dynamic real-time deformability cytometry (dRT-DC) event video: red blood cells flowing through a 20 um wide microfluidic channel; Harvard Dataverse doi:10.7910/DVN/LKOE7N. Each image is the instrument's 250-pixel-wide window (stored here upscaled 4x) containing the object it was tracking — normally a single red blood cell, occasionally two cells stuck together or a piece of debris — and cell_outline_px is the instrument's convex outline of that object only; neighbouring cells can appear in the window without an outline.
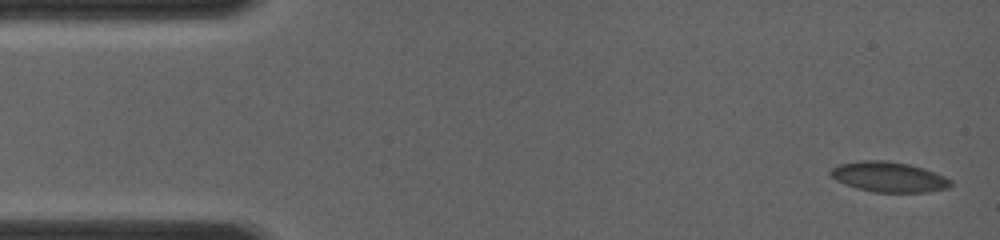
{"species": "common noctule bat (a hibernating species)", "species_latin": "Nyctalus noctula", "temperature_condition": "room temperature", "stored_images_in_passage": 16, "camera_frame_rate_fps": 4000, "um_per_image_px": 0.085, "animal": {"sex": "female", "body_mass_g": 19.0, "forearm_length_mm": 56.7}, "frame": {"image": 1, "passage_image": 1, "time_ms": 0.0, "image_size_px": [1000, 240], "cell_outline_px": [[952, 184], [948, 188], [928, 192], [876, 192], [856, 188], [844, 184], [836, 180], [828, 172], [832, 168], [840, 164], [860, 160], [888, 160], [908, 164], [924, 168], [944, 176], [952, 180]], "centroid_in_image_um": [75.55, 15.03], "position_along_channel_um": 9.5, "area_um2": 21.21}}
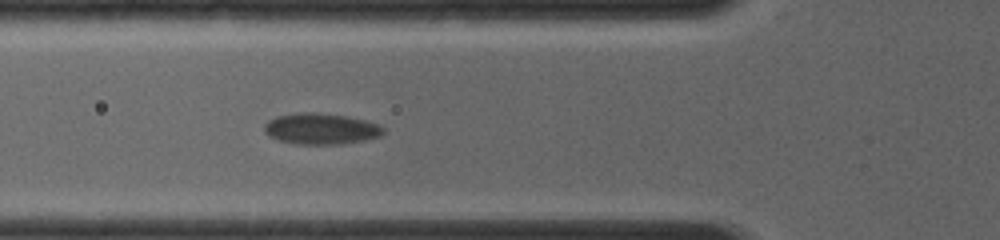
{"frame": {"image": 2, "passage_image": 14, "time_ms": 4.75, "image_size_px": [1000, 240], "cell_outline_px": [[384, 132], [380, 136], [364, 140], [340, 144], [296, 144], [280, 140], [268, 136], [264, 132], [264, 124], [268, 120], [276, 116], [296, 112], [316, 112], [348, 116], [380, 124], [384, 128]], "centroid_in_image_um": [27.26, 10.93], "position_along_channel_um": 98.5, "area_um2": 21.73}}
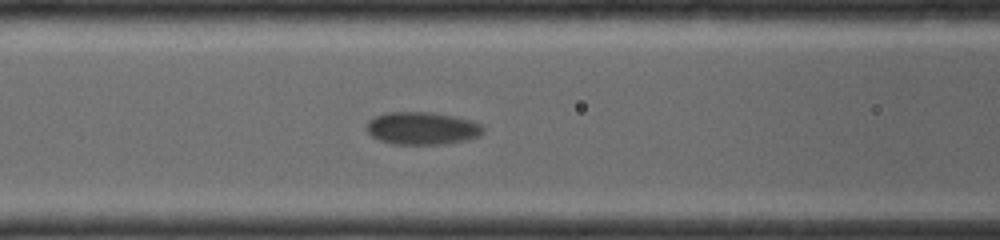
{"frame": {"image": 3, "passage_image": 16, "time_ms": 5.5, "image_size_px": [1000, 240], "cell_outline_px": [[484, 132], [480, 136], [464, 140], [440, 144], [392, 144], [380, 140], [372, 136], [368, 132], [368, 120], [384, 112], [432, 112], [472, 120], [480, 124], [484, 128]], "centroid_in_image_um": [35.89, 10.9], "position_along_channel_um": 130.7, "area_um2": 22.08}}